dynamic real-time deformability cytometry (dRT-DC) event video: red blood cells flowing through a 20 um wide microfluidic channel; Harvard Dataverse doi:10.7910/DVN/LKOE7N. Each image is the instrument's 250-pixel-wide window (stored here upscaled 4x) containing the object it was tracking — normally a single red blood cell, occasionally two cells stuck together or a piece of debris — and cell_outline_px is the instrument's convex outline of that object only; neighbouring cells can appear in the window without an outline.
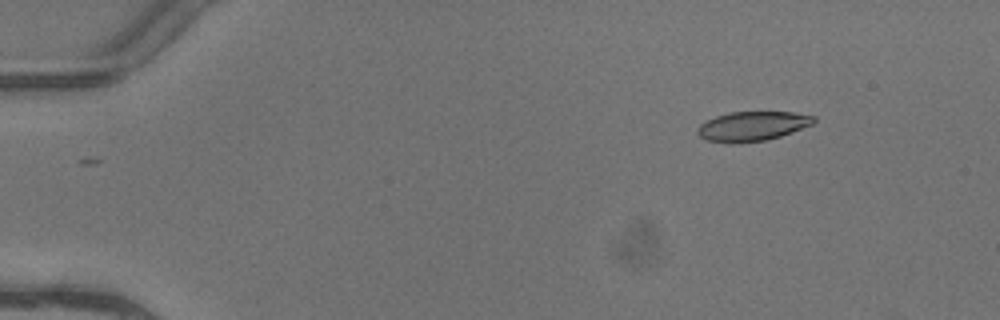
{"species": "common noctule bat (a hibernating species)", "species_latin": "Nyctalus noctula", "temperature_condition": "warm", "stored_images_in_passage": 3, "camera_frame_rate_fps": 3000, "um_per_image_px": 0.085, "animal": {"sex": "female"}, "frame": {"image": 1, "passage_image": 3, "time_ms": 0.667, "image_size_px": [1000, 320], "cell_outline_px": [[816, 120], [812, 124], [792, 132], [780, 136], [764, 140], [732, 144], [728, 144], [704, 140], [696, 132], [700, 124], [716, 116], [728, 112], [792, 112], [816, 116]], "centroid_in_image_um": [63.92, 10.73], "position_along_channel_um": 21.1, "area_um2": 20.06}}